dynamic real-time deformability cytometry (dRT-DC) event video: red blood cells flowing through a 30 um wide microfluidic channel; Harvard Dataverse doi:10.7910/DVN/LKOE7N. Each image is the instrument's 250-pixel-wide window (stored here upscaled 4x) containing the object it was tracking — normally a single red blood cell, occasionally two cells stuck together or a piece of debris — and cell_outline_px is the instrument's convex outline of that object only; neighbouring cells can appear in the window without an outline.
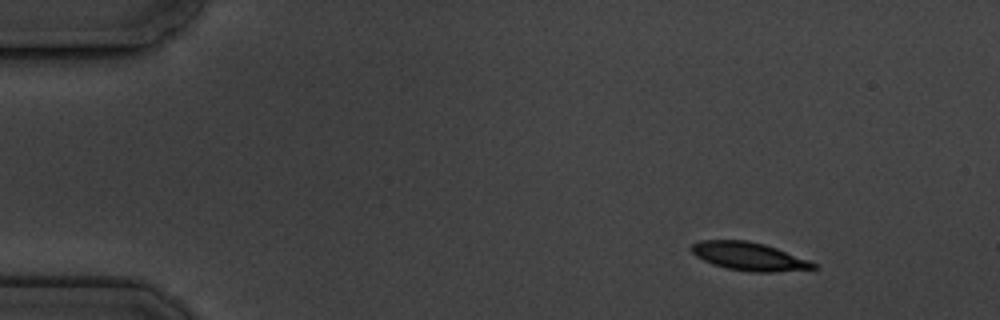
{"species": "common noctule bat (a hibernating species)", "species_latin": "Nyctalus noctula", "temperature_condition": "cold", "stored_images_in_passage": 6, "camera_frame_rate_fps": 3000, "um_per_image_px": 0.085, "animal": {"sex": "male", "body_mass_g": 19.5, "forearm_length_mm": 54.6}, "frame": {"image": 1, "passage_image": 2, "time_ms": 1.0, "image_size_px": [1000, 320], "cell_outline_px": [[816, 268], [772, 272], [752, 272], [728, 268], [712, 264], [696, 256], [688, 248], [692, 244], [700, 240], [748, 240], [764, 244], [776, 248], [808, 260], [816, 264]], "centroid_in_image_um": [63.61, 21.78], "position_along_channel_um": 21.4, "area_um2": 19.83}}
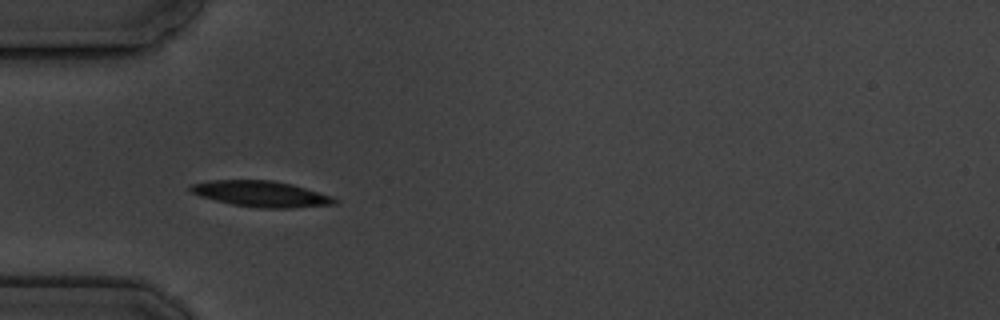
{"frame": {"image": 2, "passage_image": 5, "time_ms": 4.667, "image_size_px": [1000, 320], "cell_outline_px": [[340, 200], [336, 204], [292, 208], [260, 208], [232, 204], [200, 196], [192, 192], [188, 188], [192, 184], [208, 180], [272, 180], [292, 184], [332, 196]], "centroid_in_image_um": [22.22, 16.48], "position_along_channel_um": 62.8, "area_um2": 21.73}}